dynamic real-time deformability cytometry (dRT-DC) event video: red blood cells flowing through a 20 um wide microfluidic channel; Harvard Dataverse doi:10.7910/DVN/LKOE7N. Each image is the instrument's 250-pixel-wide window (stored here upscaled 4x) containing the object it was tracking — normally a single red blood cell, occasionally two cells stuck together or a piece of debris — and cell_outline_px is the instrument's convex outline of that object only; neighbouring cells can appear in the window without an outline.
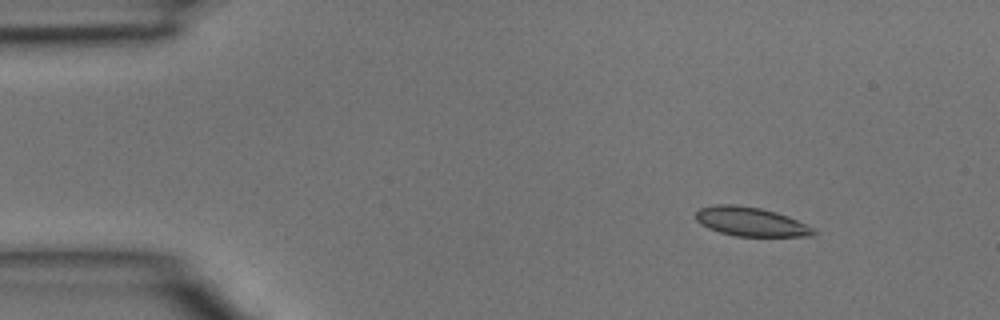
{"species": "common noctule bat (a hibernating species)", "species_latin": "Nyctalus noctula", "temperature_condition": "room temperature", "stored_images_in_passage": 4, "camera_frame_rate_fps": 3000, "um_per_image_px": 0.085, "animal": {"sex": "male", "body_mass_g": 15.6}, "frame": {"image": 1, "passage_image": 2, "time_ms": 0.333, "image_size_px": [1000, 320], "cell_outline_px": [[816, 232], [812, 236], [736, 236], [720, 232], [708, 228], [700, 224], [696, 220], [696, 212], [700, 208], [716, 204], [736, 204], [760, 208], [776, 212], [788, 216], [812, 228]], "centroid_in_image_um": [63.77, 18.83], "position_along_channel_um": 21.2, "area_um2": 19.77}}
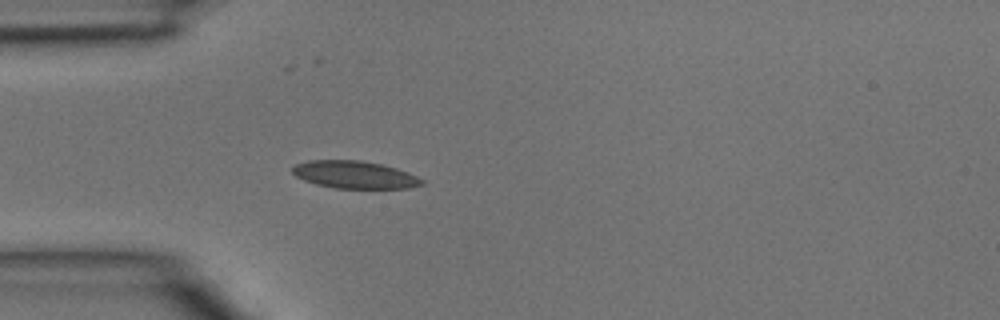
{"frame": {"image": 2, "passage_image": 4, "time_ms": 1.0, "image_size_px": [1000, 320], "cell_outline_px": [[424, 184], [408, 188], [336, 188], [316, 184], [304, 180], [296, 176], [292, 172], [292, 168], [296, 164], [308, 160], [360, 160], [380, 164], [396, 168], [408, 172], [424, 180]], "centroid_in_image_um": [30.14, 14.85], "position_along_channel_um": 54.9, "area_um2": 20.63}}